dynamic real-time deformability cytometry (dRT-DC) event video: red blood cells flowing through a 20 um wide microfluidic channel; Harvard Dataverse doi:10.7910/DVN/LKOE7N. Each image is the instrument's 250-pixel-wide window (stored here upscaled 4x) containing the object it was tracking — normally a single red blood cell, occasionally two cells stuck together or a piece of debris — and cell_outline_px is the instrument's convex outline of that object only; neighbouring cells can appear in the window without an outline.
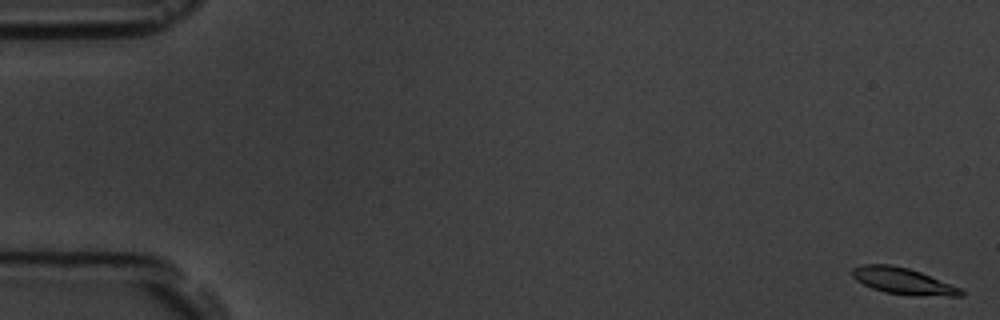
{"species": "common noctule bat (a hibernating species)", "species_latin": "Nyctalus noctula", "temperature_condition": "room temperature", "stored_images_in_passage": 6, "camera_frame_rate_fps": 3000, "um_per_image_px": 0.085, "animal": {"sex": "male", "body_mass_g": 19.5, "forearm_length_mm": 54.6}, "frame": {"image": 1, "passage_image": 1, "time_ms": 0.0, "image_size_px": [1000, 320], "cell_outline_px": [[964, 296], [912, 296], [884, 292], [872, 288], [856, 280], [852, 276], [852, 268], [864, 264], [888, 264], [908, 268], [920, 272], [960, 288], [964, 292]], "centroid_in_image_um": [76.75, 23.9], "position_along_channel_um": 8.2, "area_um2": 16.7}}
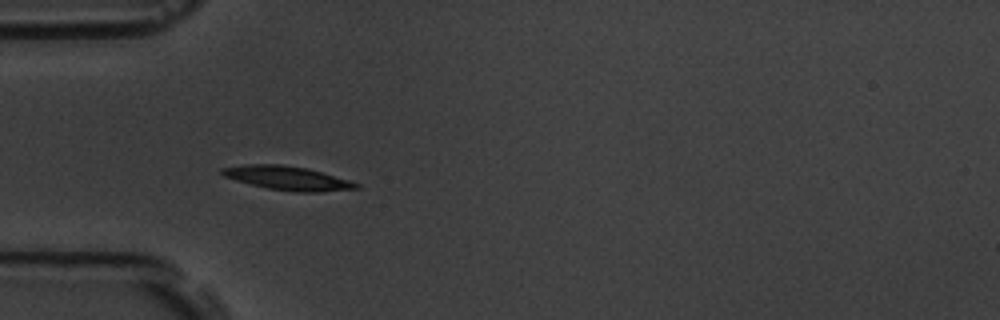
{"frame": {"image": 2, "passage_image": 5, "time_ms": 5.667, "image_size_px": [1000, 320], "cell_outline_px": [[360, 188], [320, 192], [292, 192], [268, 188], [236, 180], [224, 176], [220, 172], [220, 168], [244, 164], [284, 164], [308, 168], [348, 180], [360, 184]], "centroid_in_image_um": [24.43, 15.13], "position_along_channel_um": 60.6, "area_um2": 18.67}}
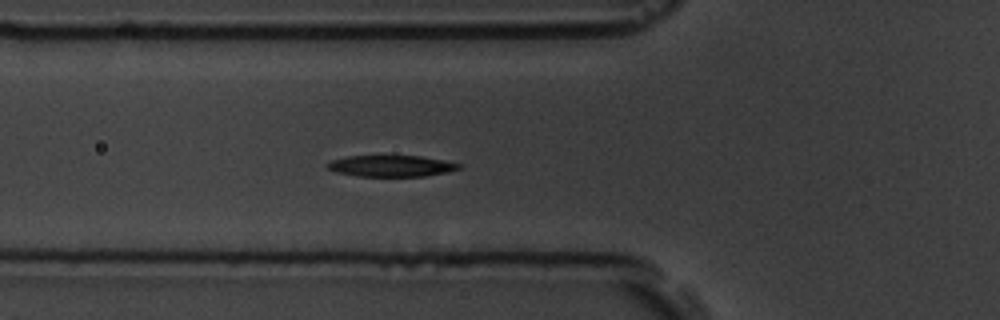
{"frame": {"image": 3, "passage_image": 6, "time_ms": 6.667, "image_size_px": [1000, 320], "cell_outline_px": [[460, 168], [448, 172], [424, 176], [356, 176], [336, 172], [324, 168], [324, 164], [332, 160], [348, 156], [420, 156], [444, 160], [460, 164]], "centroid_in_image_um": [33.19, 14.11], "position_along_channel_um": 92.6, "area_um2": 16.36}}